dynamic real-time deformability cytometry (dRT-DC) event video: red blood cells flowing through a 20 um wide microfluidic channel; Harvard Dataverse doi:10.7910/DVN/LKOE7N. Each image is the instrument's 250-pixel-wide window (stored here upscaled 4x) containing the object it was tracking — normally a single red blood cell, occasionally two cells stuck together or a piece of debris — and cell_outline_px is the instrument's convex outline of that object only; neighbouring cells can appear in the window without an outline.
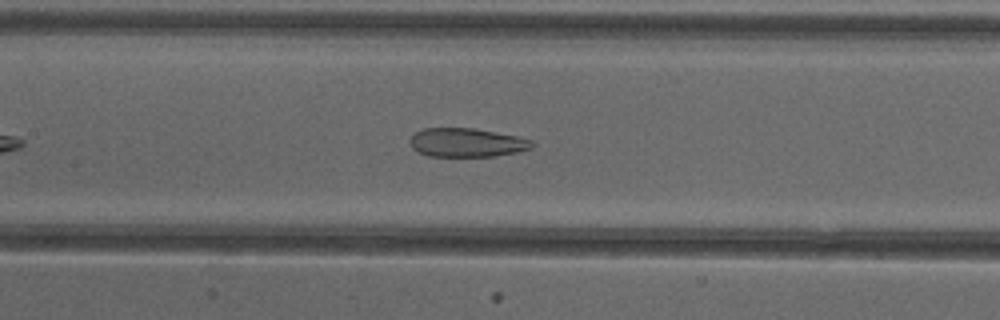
{"species": "common noctule bat (a hibernating species)", "species_latin": "Nyctalus noctula", "temperature_condition": "cold", "stored_images_in_passage": 37, "camera_frame_rate_fps": 3000, "um_per_image_px": 0.085, "animal": {"sex": "female"}, "frame": {"image": 1, "passage_image": 13, "time_ms": 4.0, "image_size_px": [1000, 320], "cell_outline_px": [[536, 144], [532, 148], [516, 152], [492, 156], [428, 156], [412, 148], [408, 140], [416, 132], [424, 128], [472, 128], [516, 136], [532, 140]], "centroid_in_image_um": [39.66, 12.12], "position_along_channel_um": 167.7, "area_um2": 20.35}}
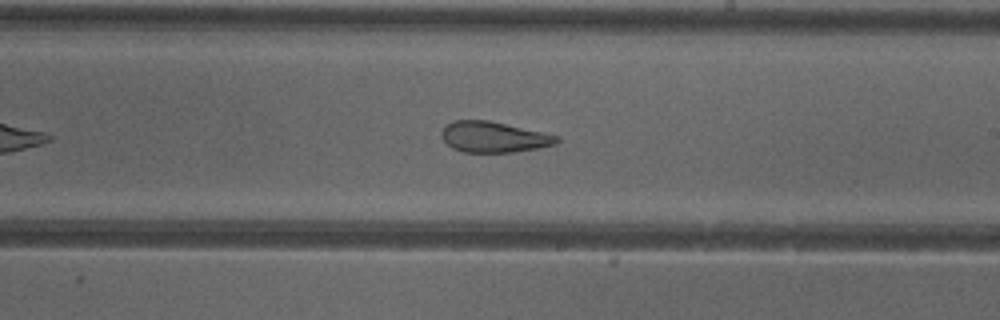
{"frame": {"image": 2, "passage_image": 19, "time_ms": 6.0, "image_size_px": [1000, 320], "cell_outline_px": [[560, 140], [556, 144], [536, 148], [512, 152], [464, 152], [452, 148], [440, 136], [440, 132], [444, 124], [452, 120], [488, 120], [560, 136]], "centroid_in_image_um": [41.92, 11.63], "position_along_channel_um": 247.1, "area_um2": 20.69}}
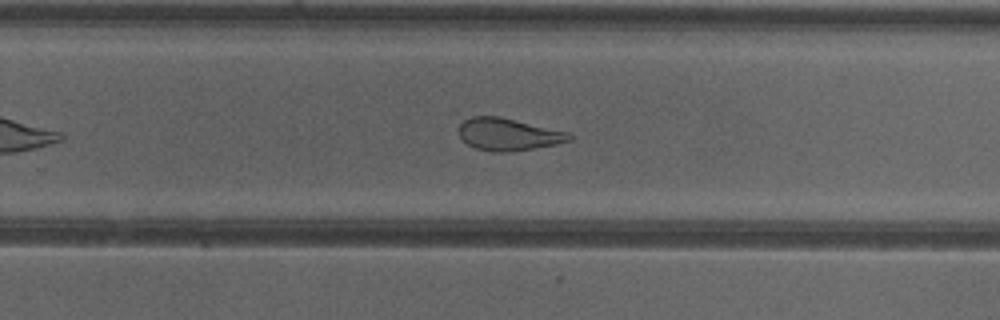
{"frame": {"image": 3, "passage_image": 22, "time_ms": 7.0, "image_size_px": [1000, 320], "cell_outline_px": [[572, 140], [556, 144], [512, 152], [496, 152], [476, 148], [468, 144], [460, 136], [460, 124], [464, 120], [472, 116], [500, 116], [572, 132]], "centroid_in_image_um": [43.27, 11.41], "position_along_channel_um": 286.5, "area_um2": 20.92}, "authors_computed_cell_mechanics": {"area_um2": 23.12, "velocity_mm_per_s": 3.981, "shape_relaxation_time_tau1_ms": null, "shape_relaxation_time_tau2_ms": 2.1541, "deformation_change_tau1": null, "deformation_change_tau2": 0.0991}}